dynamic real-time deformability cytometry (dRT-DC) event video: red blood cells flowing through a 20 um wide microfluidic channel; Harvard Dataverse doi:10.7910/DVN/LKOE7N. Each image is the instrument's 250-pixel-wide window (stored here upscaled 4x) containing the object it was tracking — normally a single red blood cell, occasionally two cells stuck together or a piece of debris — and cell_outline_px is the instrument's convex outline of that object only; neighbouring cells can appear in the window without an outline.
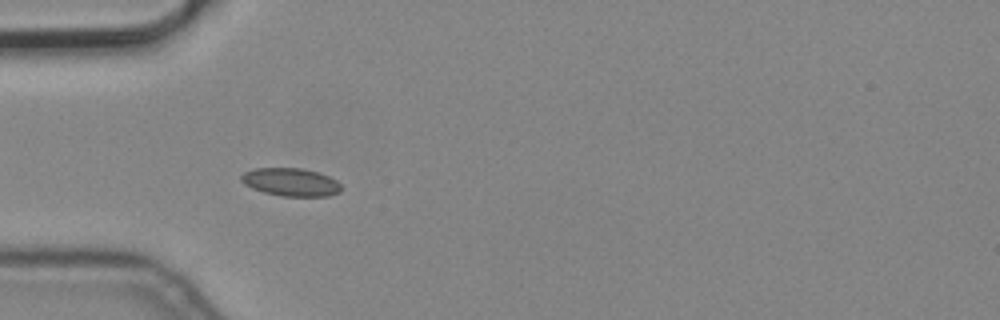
{"species": "common noctule bat (a hibernating species)", "species_latin": "Nyctalus noctula", "temperature_condition": "cold", "stored_images_in_passage": 7, "camera_frame_rate_fps": 3000, "um_per_image_px": 0.085, "animal": {"sex": "male", "body_mass_g": 19.2, "forearm_length_mm": 51.8}, "frame": {"image": 1, "passage_image": 6, "time_ms": 1.667, "image_size_px": [1000, 320], "cell_outline_px": [[340, 192], [328, 196], [284, 196], [264, 192], [252, 188], [244, 184], [240, 180], [240, 176], [244, 172], [256, 168], [300, 168], [316, 172], [328, 176], [336, 180], [340, 184]], "centroid_in_image_um": [24.69, 15.48], "position_along_channel_um": 60.3, "area_um2": 16.18}}
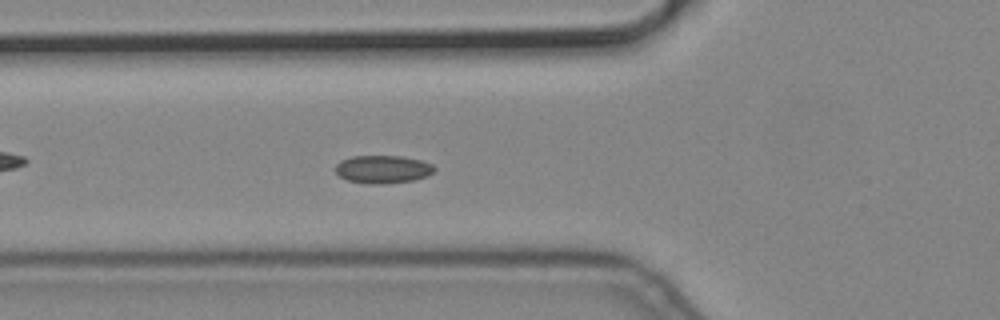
{"frame": {"image": 2, "passage_image": 7, "time_ms": 2.0, "image_size_px": [1000, 320], "cell_outline_px": [[436, 168], [428, 176], [412, 180], [384, 184], [368, 184], [348, 180], [340, 176], [336, 172], [336, 164], [340, 160], [352, 156], [400, 156], [420, 160], [432, 164]], "centroid_in_image_um": [32.53, 14.39], "position_along_channel_um": 93.3, "area_um2": 16.07}}